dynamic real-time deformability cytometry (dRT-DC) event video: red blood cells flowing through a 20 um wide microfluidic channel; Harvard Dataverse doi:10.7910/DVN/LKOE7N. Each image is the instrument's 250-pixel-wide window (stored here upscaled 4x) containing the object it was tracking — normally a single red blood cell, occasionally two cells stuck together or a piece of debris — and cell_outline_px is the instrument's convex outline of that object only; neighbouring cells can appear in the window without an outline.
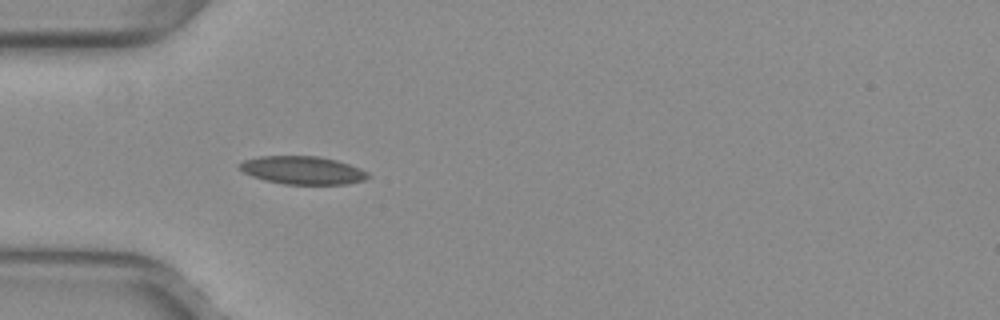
{"species": "common noctule bat (a hibernating species)", "species_latin": "Nyctalus noctula", "temperature_condition": "warm", "stored_images_in_passage": 41, "camera_frame_rate_fps": 3000, "um_per_image_px": 0.085, "animal": {"sex": "female", "body_mass_g": 29.2, "forearm_length_mm": 56.3}, "frame": {"image": 1, "passage_image": 5, "time_ms": 1.333, "image_size_px": [1000, 320], "cell_outline_px": [[372, 176], [364, 180], [348, 184], [284, 184], [264, 180], [252, 176], [244, 172], [236, 164], [244, 160], [260, 156], [316, 156], [336, 160], [360, 168], [368, 172]], "centroid_in_image_um": [25.73, 14.47], "position_along_channel_um": 59.3, "area_um2": 21.04}}
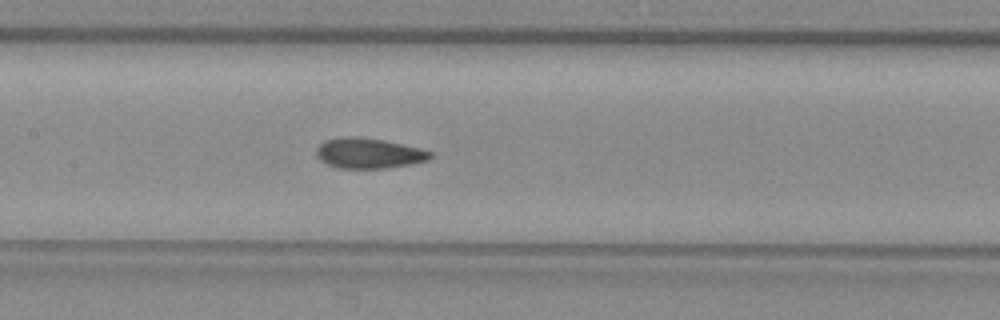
{"frame": {"image": 2, "passage_image": 14, "time_ms": 4.333, "image_size_px": [1000, 320], "cell_outline_px": [[432, 156], [428, 160], [412, 164], [384, 168], [336, 168], [320, 160], [316, 156], [316, 148], [324, 140], [348, 136], [352, 136], [384, 140], [420, 148], [432, 152]], "centroid_in_image_um": [31.33, 13.03], "position_along_channel_um": 176.1, "area_um2": 20.11}}
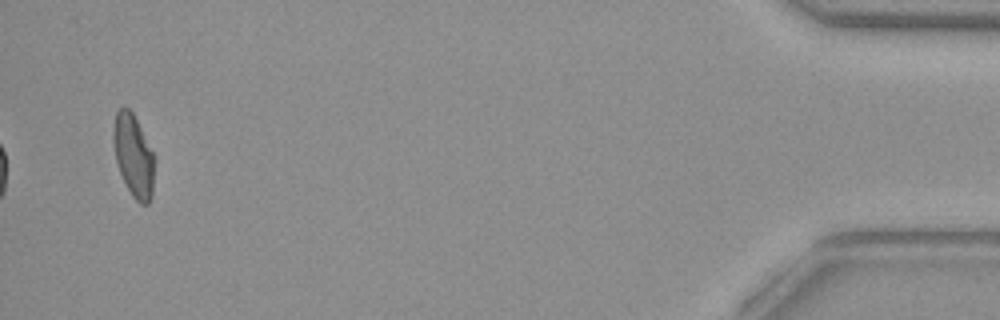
{"frame": {"image": 3, "passage_image": 39, "time_ms": 12.667, "image_size_px": [1000, 320], "cell_outline_px": [[156, 156], [152, 196], [148, 204], [140, 204], [132, 196], [120, 172], [116, 160], [112, 140], [112, 136], [116, 112], [120, 108], [128, 108], [132, 112]], "centroid_in_image_um": [11.38, 13.25], "position_along_channel_um": 423.8, "area_um2": 19.88}, "authors_computed_cell_mechanics": {"area_um2": 20.0566, "velocity_mm_per_s": 4.0166, "shape_relaxation_time_tau1_ms": null, "shape_relaxation_time_tau2_ms": 1.431, "deformation_change_tau1": null, "deformation_change_tau2": 0.0536}}